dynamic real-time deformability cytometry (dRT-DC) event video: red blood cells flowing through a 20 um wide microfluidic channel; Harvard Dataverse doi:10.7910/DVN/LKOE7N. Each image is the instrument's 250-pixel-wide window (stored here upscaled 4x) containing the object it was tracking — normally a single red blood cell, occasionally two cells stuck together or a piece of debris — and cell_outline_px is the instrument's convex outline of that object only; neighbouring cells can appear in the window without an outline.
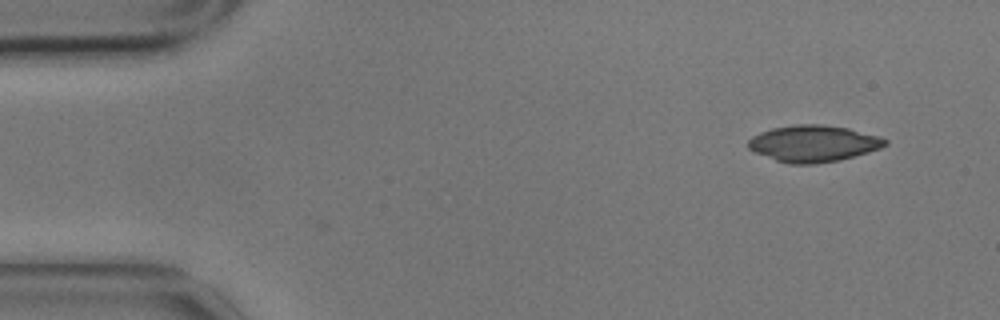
{"species": "common noctule bat (a hibernating species)", "species_latin": "Nyctalus noctula", "temperature_condition": "cold", "stored_images_in_passage": 40, "camera_frame_rate_fps": 3000, "um_per_image_px": 0.085, "animal": {"sex": "male", "body_mass_g": 17.9}, "frame": {"image": 1, "passage_image": 1, "time_ms": 0.0, "image_size_px": [1000, 320], "cell_outline_px": [[888, 144], [880, 148], [868, 152], [840, 160], [812, 164], [788, 164], [752, 152], [748, 148], [748, 140], [752, 136], [760, 132], [772, 128], [796, 124], [820, 124], [848, 128], [880, 136], [888, 140]], "centroid_in_image_um": [69.12, 12.2], "position_along_channel_um": 15.9, "area_um2": 29.3}}